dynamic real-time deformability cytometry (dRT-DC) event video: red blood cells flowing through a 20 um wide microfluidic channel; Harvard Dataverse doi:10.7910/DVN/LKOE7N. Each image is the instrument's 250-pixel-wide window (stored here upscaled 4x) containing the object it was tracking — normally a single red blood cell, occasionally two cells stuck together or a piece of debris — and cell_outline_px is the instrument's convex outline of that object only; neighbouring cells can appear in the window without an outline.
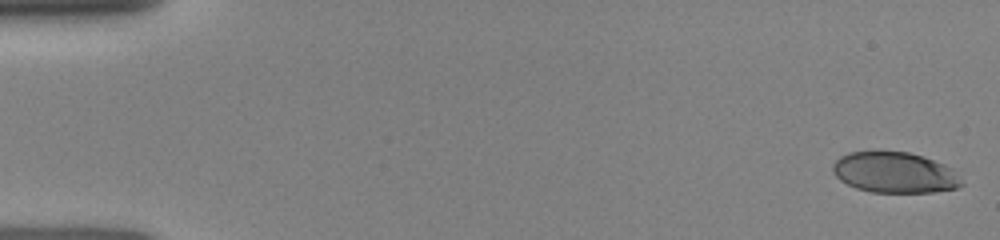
{"species": "human", "species_latin": "Homo sapiens", "temperature_condition": "room temperature", "stored_images_in_passage": 20, "camera_frame_rate_fps": 3000, "um_per_image_px": 0.085, "donor": {"sex": "female"}, "frame": {"image": 1, "passage_image": 1, "time_ms": 0.0, "image_size_px": [1000, 240], "cell_outline_px": [[964, 184], [956, 188], [932, 192], [872, 192], [856, 188], [840, 180], [832, 172], [832, 164], [840, 156], [848, 152], [908, 152], [944, 164], [952, 168]], "centroid_in_image_um": [76.02, 14.67], "position_along_channel_um": 9.0, "area_um2": 30.35}}
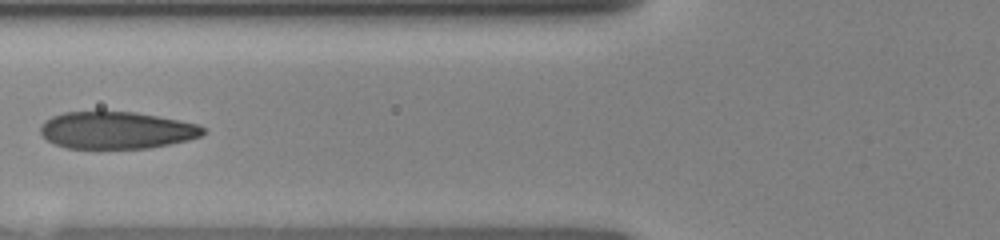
{"frame": {"image": 2, "passage_image": 12, "time_ms": 6.0, "image_size_px": [1000, 240], "cell_outline_px": [[204, 132], [200, 136], [188, 140], [148, 148], [68, 148], [52, 144], [40, 132], [40, 124], [44, 120], [52, 116], [64, 112], [136, 112], [180, 120], [200, 124], [204, 128]], "centroid_in_image_um": [9.89, 11.07], "position_along_channel_um": 115.9, "area_um2": 35.2}}
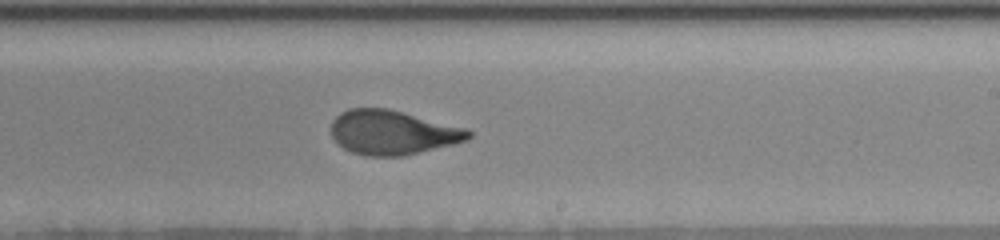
{"frame": {"image": 3, "passage_image": 20, "time_ms": 9.333, "image_size_px": [1000, 240], "cell_outline_px": [[472, 136], [468, 140], [404, 156], [364, 156], [352, 152], [344, 148], [332, 136], [332, 120], [340, 112], [348, 108], [388, 108], [468, 128], [472, 132]], "centroid_in_image_um": [33.39, 11.25], "position_along_channel_um": 255.6, "area_um2": 35.6}}